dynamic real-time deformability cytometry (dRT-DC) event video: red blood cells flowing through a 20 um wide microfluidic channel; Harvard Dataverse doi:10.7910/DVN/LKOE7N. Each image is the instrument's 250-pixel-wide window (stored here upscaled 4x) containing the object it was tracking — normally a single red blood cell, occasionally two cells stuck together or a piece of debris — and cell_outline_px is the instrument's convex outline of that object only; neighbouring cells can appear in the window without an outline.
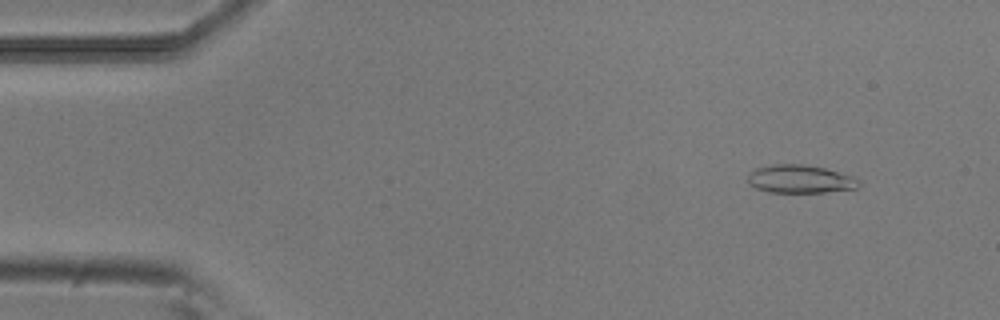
{"species": "common noctule bat (a hibernating species)", "species_latin": "Nyctalus noctula", "temperature_condition": "room temperature", "stored_images_in_passage": 52, "camera_frame_rate_fps": 3000, "um_per_image_px": 0.085, "animal": {"sex": "male", "body_mass_g": 20.5, "forearm_length_mm": 52.5}, "frame": {"image": 1, "passage_image": 5, "time_ms": 1.333, "image_size_px": [1000, 320], "cell_outline_px": [[860, 184], [856, 188], [824, 192], [768, 192], [756, 188], [748, 180], [748, 172], [756, 168], [772, 164], [804, 164], [824, 168], [856, 176], [860, 180]], "centroid_in_image_um": [68.03, 15.21], "position_along_channel_um": 17.0, "area_um2": 18.26}}
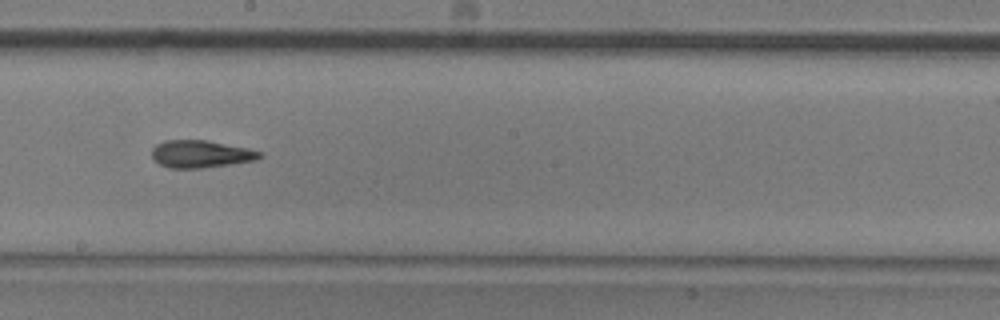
{"frame": {"image": 2, "passage_image": 29, "time_ms": 9.333, "image_size_px": [1000, 320], "cell_outline_px": [[264, 156], [256, 160], [232, 164], [204, 168], [168, 168], [152, 160], [152, 148], [156, 144], [164, 140], [208, 140], [248, 148], [264, 152]], "centroid_in_image_um": [17.08, 13.09], "position_along_channel_um": 231.1, "area_um2": 17.57}}
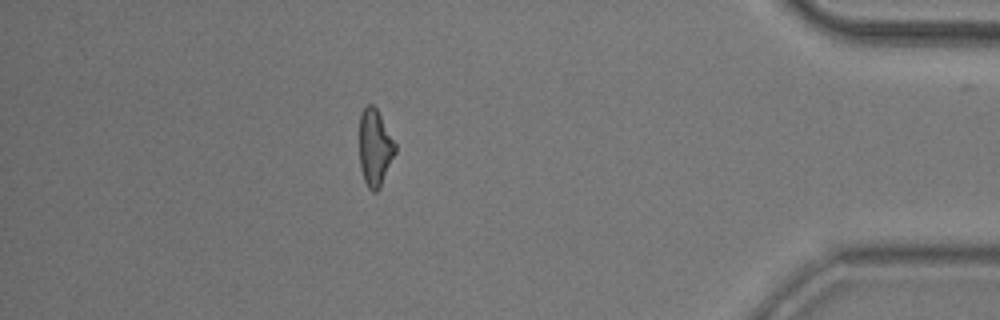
{"frame": {"image": 3, "passage_image": 46, "time_ms": 15.0, "image_size_px": [1000, 320], "cell_outline_px": [[396, 152], [380, 188], [376, 192], [372, 192], [368, 188], [364, 180], [360, 164], [360, 112], [368, 104], [372, 104], [376, 108], [396, 144]], "centroid_in_image_um": [31.87, 12.57], "position_along_channel_um": 403.3, "area_um2": 15.95}, "authors_computed_cell_mechanics": {"area_um2": 17.2533, "velocity_mm_per_s": 3.8349, "shape_relaxation_time_tau1_ms": 7.9877, "shape_relaxation_time_tau2_ms": 5.8533, "deformation_change_tau1": 0.212, "deformation_change_tau2": 0.1543}}